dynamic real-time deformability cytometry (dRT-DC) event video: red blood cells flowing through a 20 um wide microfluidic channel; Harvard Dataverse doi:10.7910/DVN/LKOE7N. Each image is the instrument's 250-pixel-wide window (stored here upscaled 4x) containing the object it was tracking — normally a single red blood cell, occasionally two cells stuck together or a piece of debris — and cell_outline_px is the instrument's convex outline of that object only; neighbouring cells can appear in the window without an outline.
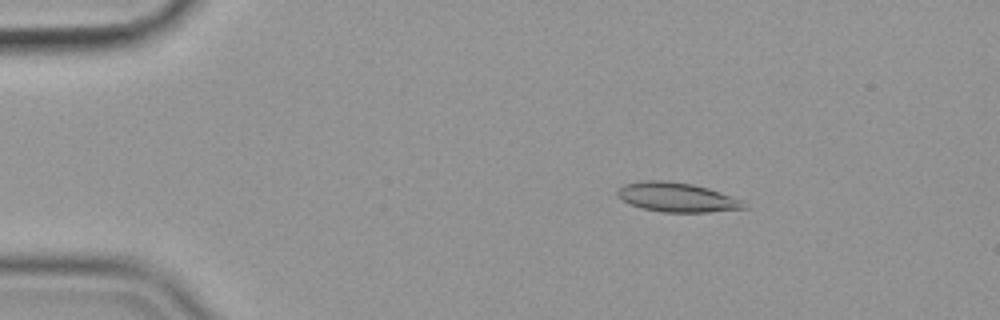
{"species": "common noctule bat (a hibernating species)", "species_latin": "Nyctalus noctula", "temperature_condition": "cold", "stored_images_in_passage": 56, "camera_frame_rate_fps": 3000, "um_per_image_px": 0.085, "animal": {"sex": "female", "body_mass_g": 19.9}, "frame": {"image": 1, "passage_image": 9, "time_ms": 2.667, "image_size_px": [1000, 320], "cell_outline_px": [[748, 208], [708, 212], [664, 212], [644, 208], [632, 204], [624, 200], [616, 192], [624, 184], [644, 180], [668, 180], [692, 184], [708, 188], [744, 200]], "centroid_in_image_um": [57.6, 16.76], "position_along_channel_um": 27.4, "area_um2": 21.5}}
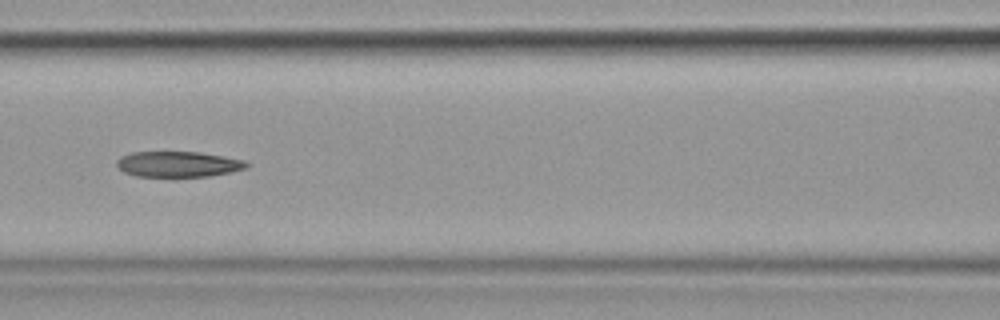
{"frame": {"image": 2, "passage_image": 25, "time_ms": 8.0, "image_size_px": [1000, 320], "cell_outline_px": [[252, 164], [248, 168], [232, 172], [208, 176], [136, 176], [124, 172], [116, 164], [116, 160], [120, 156], [132, 152], [200, 152], [224, 156], [244, 160]], "centroid_in_image_um": [15.19, 13.95], "position_along_channel_um": 151.4, "area_um2": 19.48}}
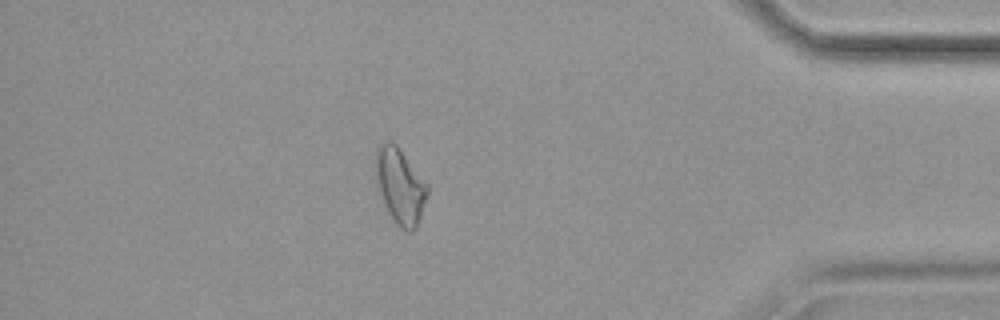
{"frame": {"image": 3, "passage_image": 49, "time_ms": 16.0, "image_size_px": [1000, 320], "cell_outline_px": [[428, 196], [416, 228], [412, 232], [408, 232], [400, 228], [396, 224], [388, 212], [376, 188], [372, 168], [372, 160], [376, 148], [384, 140], [392, 140], [396, 144], [428, 184]], "centroid_in_image_um": [33.94, 15.76], "position_along_channel_um": 401.3, "area_um2": 23.76}, "authors_computed_cell_mechanics": {"area_um2": 20.7791, "velocity_mm_per_s": 3.5613, "shape_relaxation_time_tau1_ms": null, "shape_relaxation_time_tau2_ms": 2.7613, "deformation_change_tau1": null, "deformation_change_tau2": 0.1069}}